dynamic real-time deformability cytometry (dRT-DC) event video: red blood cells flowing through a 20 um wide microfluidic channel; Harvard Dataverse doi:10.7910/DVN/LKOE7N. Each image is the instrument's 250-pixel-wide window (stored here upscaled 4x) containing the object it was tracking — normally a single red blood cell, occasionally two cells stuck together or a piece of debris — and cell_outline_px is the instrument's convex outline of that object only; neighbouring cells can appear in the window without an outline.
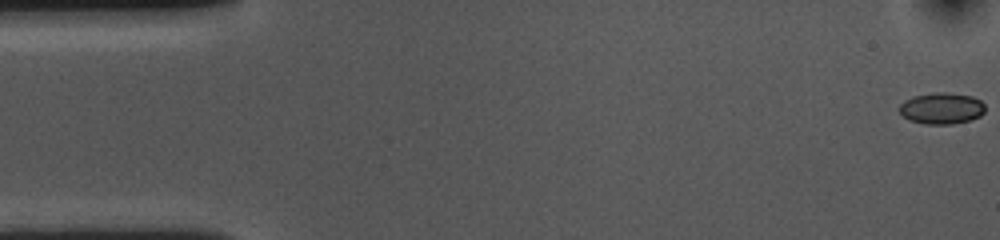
{"species": "common noctule bat (a hibernating species)", "species_latin": "Nyctalus noctula", "temperature_condition": "cold", "stored_images_in_passage": 13, "camera_frame_rate_fps": 3000, "um_per_image_px": 0.085, "animal": {"sex": "female", "body_mass_g": 10.0, "forearm_length_mm": 53.1}, "frame": {"image": 1, "passage_image": 1, "time_ms": 0.0, "image_size_px": [1000, 240], "cell_outline_px": [[984, 112], [980, 116], [972, 120], [952, 124], [928, 124], [908, 120], [900, 112], [900, 104], [904, 100], [912, 96], [936, 92], [944, 92], [972, 96], [980, 100], [984, 104]], "centroid_in_image_um": [80.04, 9.21], "position_along_channel_um": 5.0, "area_um2": 15.72}}
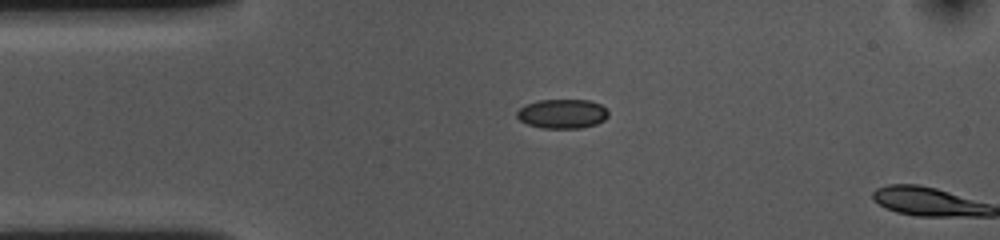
{"frame": {"image": 2, "passage_image": 12, "time_ms": 3.667, "image_size_px": [1000, 240], "cell_outline_px": [[608, 116], [604, 120], [596, 124], [580, 128], [544, 128], [528, 124], [520, 120], [516, 116], [516, 112], [524, 104], [536, 100], [588, 100], [600, 104], [608, 112]], "centroid_in_image_um": [47.77, 9.66], "position_along_channel_um": 37.2, "area_um2": 15.61}}